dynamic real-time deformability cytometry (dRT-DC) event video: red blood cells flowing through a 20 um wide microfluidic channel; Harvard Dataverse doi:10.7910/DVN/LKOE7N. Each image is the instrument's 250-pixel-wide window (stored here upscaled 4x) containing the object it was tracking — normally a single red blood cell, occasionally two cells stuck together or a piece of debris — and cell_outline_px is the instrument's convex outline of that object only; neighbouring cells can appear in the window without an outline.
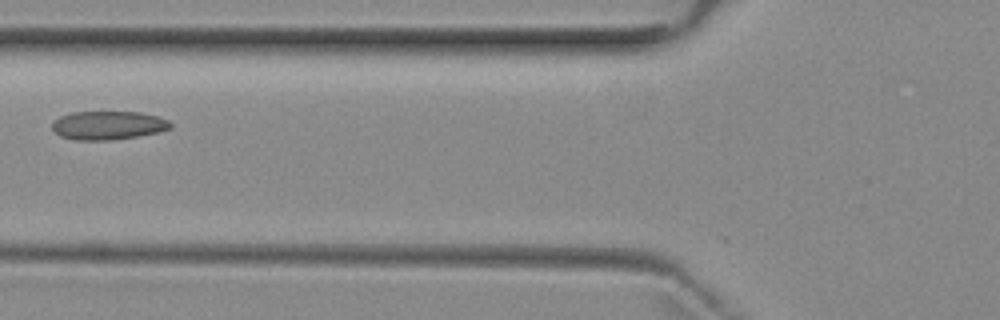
{"species": "common noctule bat (a hibernating species)", "species_latin": "Nyctalus noctula", "temperature_condition": "room temperature", "stored_images_in_passage": 5, "camera_frame_rate_fps": 3000, "um_per_image_px": 0.085, "animal": {"sex": "female", "body_mass_g": 29.2, "forearm_length_mm": 56.3}, "frame": {"image": 1, "passage_image": 5, "time_ms": 4.667, "image_size_px": [1000, 320], "cell_outline_px": [[172, 128], [156, 132], [136, 136], [112, 140], [72, 140], [60, 136], [52, 128], [52, 120], [60, 116], [72, 112], [140, 112], [160, 116], [168, 120], [172, 124]], "centroid_in_image_um": [9.17, 10.65], "position_along_channel_um": 116.6, "area_um2": 19.83}}